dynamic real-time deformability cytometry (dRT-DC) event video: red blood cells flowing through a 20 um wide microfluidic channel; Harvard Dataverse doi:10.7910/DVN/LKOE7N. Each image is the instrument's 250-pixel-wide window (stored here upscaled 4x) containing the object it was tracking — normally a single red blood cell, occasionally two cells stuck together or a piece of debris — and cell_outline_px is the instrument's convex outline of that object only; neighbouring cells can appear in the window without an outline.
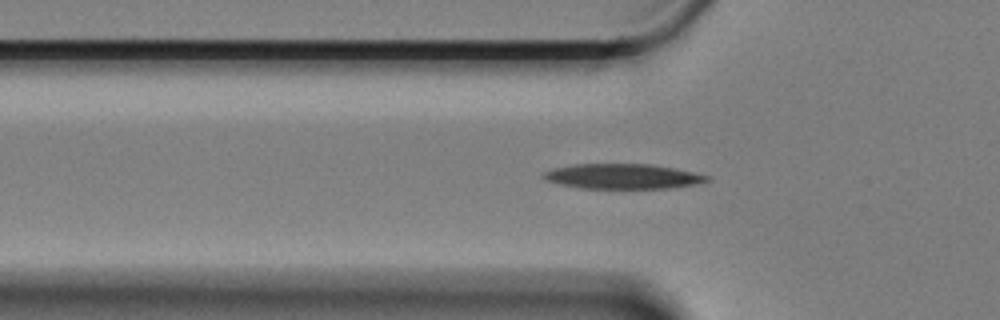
{"species": "Egyptian fruit bat (a non-hibernating species)", "species_latin": "Rousettus aegyptiacus", "temperature_condition": "cold", "stored_images_in_passage": 44, "camera_frame_rate_fps": 3000, "um_per_image_px": 0.085, "animal": {"sex": "female"}, "frame": {"image": 1, "passage_image": 8, "time_ms": 2.333, "image_size_px": [1000, 320], "cell_outline_px": [[712, 180], [696, 184], [668, 188], [580, 188], [560, 184], [548, 180], [540, 176], [544, 172], [556, 168], [572, 164], [652, 164], [676, 168], [712, 176]], "centroid_in_image_um": [53.0, 14.98], "position_along_channel_um": 72.8, "area_um2": 23.87}}
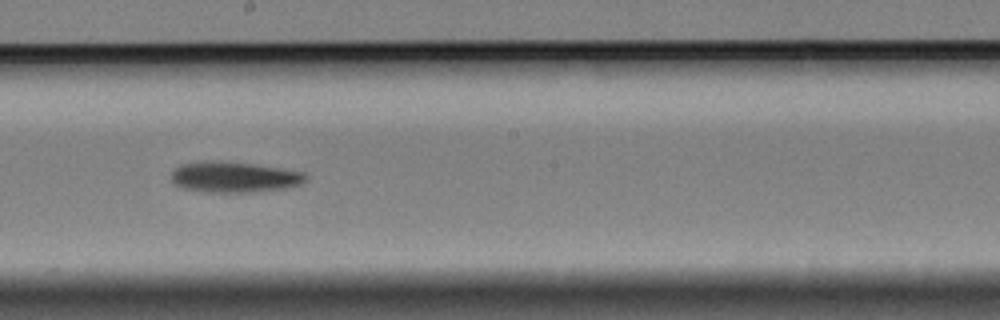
{"frame": {"image": 2, "passage_image": 22, "time_ms": 7.0, "image_size_px": [1000, 320], "cell_outline_px": [[308, 180], [300, 184], [288, 188], [252, 192], [200, 192], [184, 188], [176, 184], [172, 180], [172, 172], [180, 164], [212, 160], [252, 164], [280, 168], [304, 172], [308, 176]], "centroid_in_image_um": [19.94, 15.06], "position_along_channel_um": 228.3, "area_um2": 24.1}}
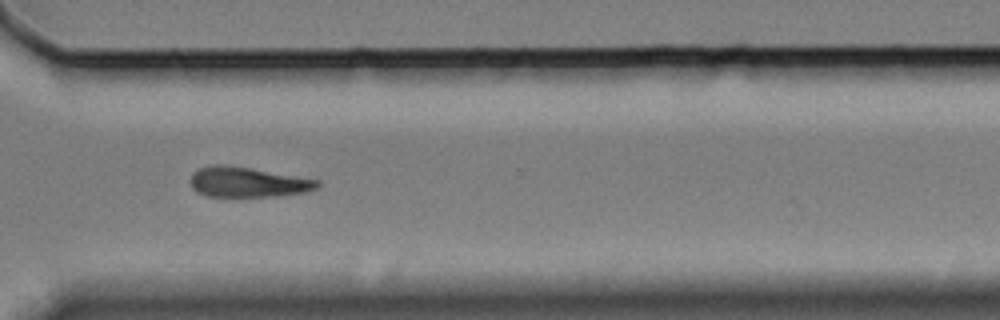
{"frame": {"image": 3, "passage_image": 33, "time_ms": 10.667, "image_size_px": [1000, 320], "cell_outline_px": [[320, 184], [316, 188], [304, 192], [276, 196], [208, 196], [196, 192], [192, 188], [192, 172], [200, 168], [212, 164], [224, 164], [252, 168], [320, 180]], "centroid_in_image_um": [21.04, 15.47], "position_along_channel_um": 349.6, "area_um2": 22.2}, "authors_computed_cell_mechanics": {"area_um2": 23.4668, "velocity_mm_per_s": 3.3112, "shape_relaxation_time_tau1_ms": 2.5348, "shape_relaxation_time_tau2_ms": null, "deformation_change_tau1": 0.1113, "deformation_change_tau2": null}}